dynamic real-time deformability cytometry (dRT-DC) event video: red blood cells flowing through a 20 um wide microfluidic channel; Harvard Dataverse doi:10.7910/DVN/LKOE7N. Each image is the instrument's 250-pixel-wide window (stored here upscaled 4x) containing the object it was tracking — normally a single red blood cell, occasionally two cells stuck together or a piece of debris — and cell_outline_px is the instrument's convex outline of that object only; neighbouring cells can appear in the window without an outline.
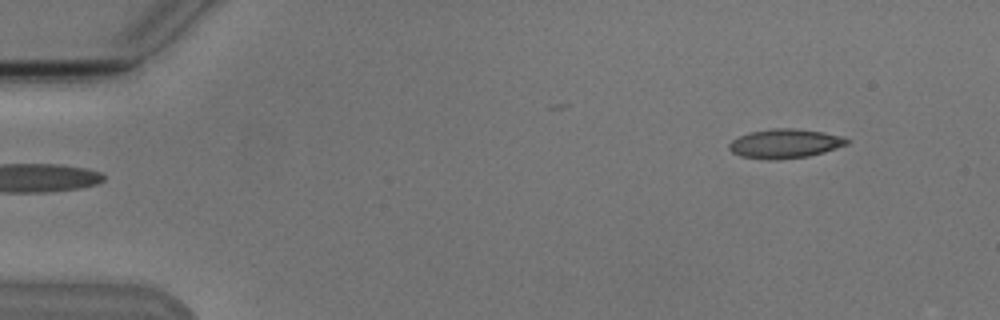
{"species": "Egyptian fruit bat (a non-hibernating species)", "species_latin": "Rousettus aegyptiacus", "temperature_condition": "cold", "stored_images_in_passage": 5, "camera_frame_rate_fps": 3000, "um_per_image_px": 0.085, "animal": {"sex": "male"}, "frame": {"image": 1, "passage_image": 1, "time_ms": 0.0, "image_size_px": [1000, 320], "cell_outline_px": [[848, 144], [824, 152], [808, 156], [772, 160], [768, 160], [740, 156], [732, 152], [728, 148], [728, 144], [732, 140], [748, 132], [776, 128], [792, 128], [824, 132], [844, 136], [848, 140]], "centroid_in_image_um": [66.71, 12.2], "position_along_channel_um": 18.3, "area_um2": 20.06}}
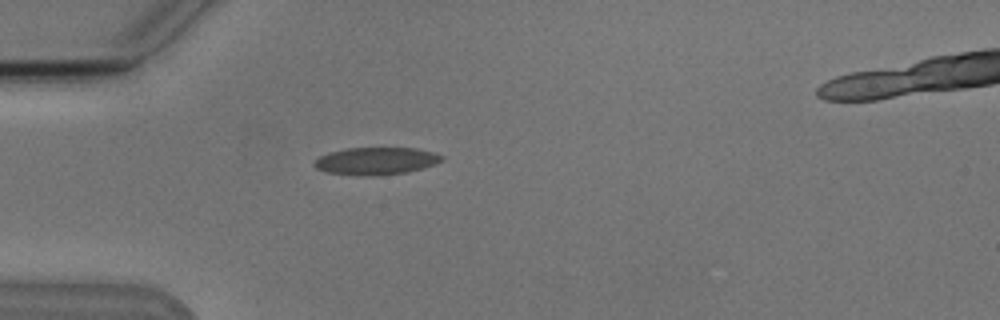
{"frame": {"image": 2, "passage_image": 4, "time_ms": 3.333, "image_size_px": [1000, 320], "cell_outline_px": [[444, 160], [424, 168], [408, 172], [328, 172], [316, 168], [312, 164], [320, 156], [328, 152], [348, 148], [416, 148], [432, 152], [444, 156]], "centroid_in_image_um": [32.03, 13.61], "position_along_channel_um": 53.0, "area_um2": 19.07}}